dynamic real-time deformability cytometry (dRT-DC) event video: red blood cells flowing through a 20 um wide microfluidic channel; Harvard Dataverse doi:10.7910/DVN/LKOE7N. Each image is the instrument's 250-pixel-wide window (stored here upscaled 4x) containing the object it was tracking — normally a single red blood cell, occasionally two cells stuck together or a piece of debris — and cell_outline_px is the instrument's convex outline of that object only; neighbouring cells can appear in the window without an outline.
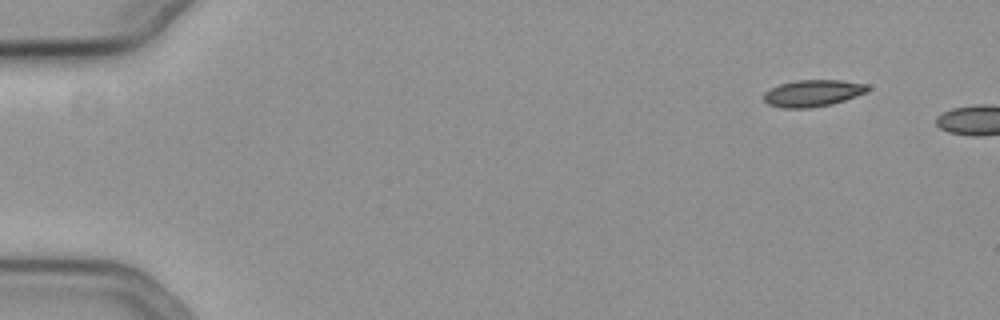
{"species": "common noctule bat (a hibernating species)", "species_latin": "Nyctalus noctula", "temperature_condition": "cold", "stored_images_in_passage": 4, "camera_frame_rate_fps": 3000, "um_per_image_px": 0.085, "animal": {"sex": "female", "body_mass_g": 19.3, "forearm_length_mm": 54.1}, "frame": {"image": 1, "passage_image": 1, "time_ms": 0.0, "image_size_px": [1000, 320], "cell_outline_px": [[868, 92], [832, 104], [808, 108], [780, 108], [768, 104], [764, 100], [764, 92], [768, 88], [780, 84], [796, 80], [840, 80], [868, 84]], "centroid_in_image_um": [69.06, 7.92], "position_along_channel_um": 15.9, "area_um2": 16.3}}